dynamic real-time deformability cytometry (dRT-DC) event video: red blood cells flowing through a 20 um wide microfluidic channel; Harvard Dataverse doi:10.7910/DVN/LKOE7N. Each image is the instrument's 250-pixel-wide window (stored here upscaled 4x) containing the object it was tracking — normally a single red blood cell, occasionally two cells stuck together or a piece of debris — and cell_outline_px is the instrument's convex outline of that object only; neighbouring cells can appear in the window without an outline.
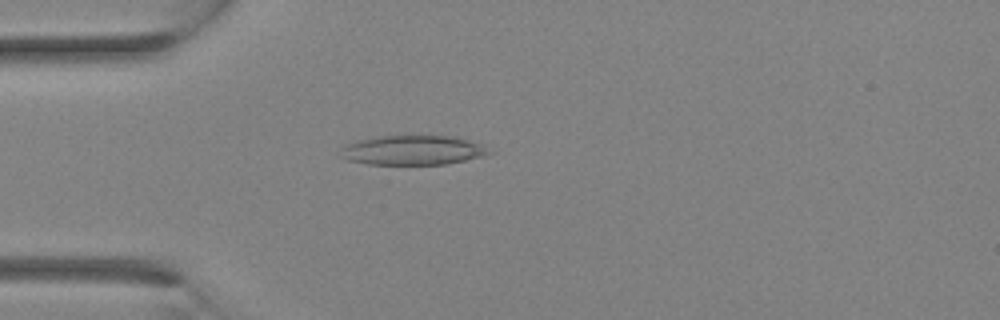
{"species": "Egyptian fruit bat (a non-hibernating species)", "species_latin": "Rousettus aegyptiacus", "temperature_condition": "room temperature", "stored_images_in_passage": 15, "camera_frame_rate_fps": 3000, "um_per_image_px": 0.085, "animal": {"sex": "female"}, "frame": {"image": 1, "passage_image": 7, "time_ms": 2.0, "image_size_px": [1000, 320], "cell_outline_px": [[496, 152], [464, 160], [444, 164], [368, 164], [348, 160], [340, 156], [344, 148], [348, 144], [356, 140], [380, 136], [456, 136], [468, 140]], "centroid_in_image_um": [35.08, 12.76], "position_along_channel_um": 49.9, "area_um2": 25.14}}
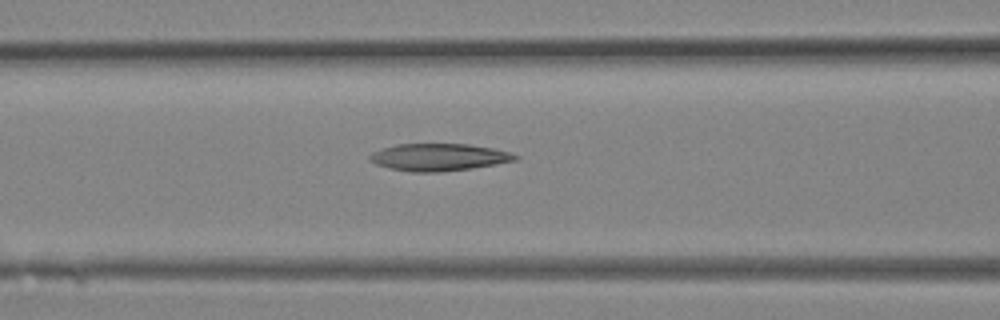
{"frame": {"image": 2, "passage_image": 11, "time_ms": 3.333, "image_size_px": [1000, 320], "cell_outline_px": [[520, 156], [516, 160], [496, 164], [472, 168], [436, 172], [412, 172], [388, 168], [376, 164], [368, 160], [368, 156], [372, 152], [380, 148], [396, 144], [468, 144], [496, 148], [512, 152]], "centroid_in_image_um": [37.29, 13.35], "position_along_channel_um": 129.3, "area_um2": 23.35}}
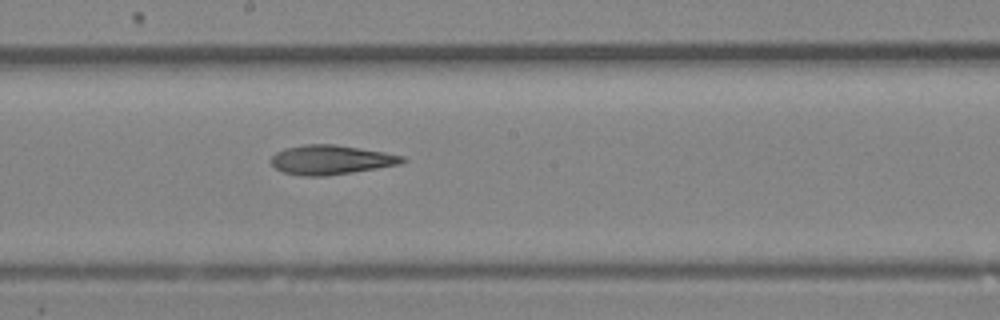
{"frame": {"image": 3, "passage_image": 15, "time_ms": 4.667, "image_size_px": [1000, 320], "cell_outline_px": [[408, 160], [400, 164], [328, 176], [300, 176], [284, 172], [276, 168], [268, 160], [276, 152], [284, 148], [304, 144], [336, 144], [384, 152], [404, 156]], "centroid_in_image_um": [28.11, 13.58], "position_along_channel_um": 220.1, "area_um2": 22.6}}